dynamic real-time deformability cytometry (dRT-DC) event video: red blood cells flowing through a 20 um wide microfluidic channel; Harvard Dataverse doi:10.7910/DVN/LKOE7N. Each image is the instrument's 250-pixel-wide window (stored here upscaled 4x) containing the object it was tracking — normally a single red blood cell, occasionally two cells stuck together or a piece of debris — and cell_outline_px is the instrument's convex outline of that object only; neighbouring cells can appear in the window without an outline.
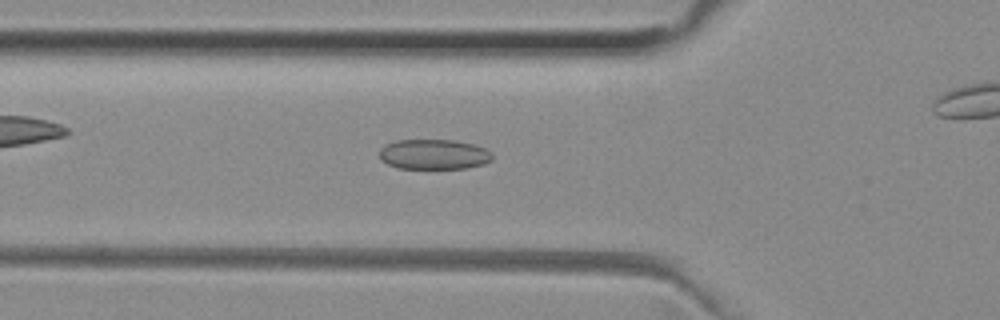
{"species": "common noctule bat (a hibernating species)", "species_latin": "Nyctalus noctula", "temperature_condition": "room temperature", "stored_images_in_passage": 41, "camera_frame_rate_fps": 3000, "um_per_image_px": 0.085, "animal": {"sex": "female", "body_mass_g": 29.2, "forearm_length_mm": 56.3}, "frame": {"image": 1, "passage_image": 17, "time_ms": 5.333, "image_size_px": [1000, 320], "cell_outline_px": [[492, 160], [484, 164], [468, 168], [400, 168], [388, 164], [380, 160], [380, 148], [384, 144], [396, 140], [456, 140], [476, 144], [492, 152]], "centroid_in_image_um": [36.89, 13.11], "position_along_channel_um": 88.9, "area_um2": 20.0}}
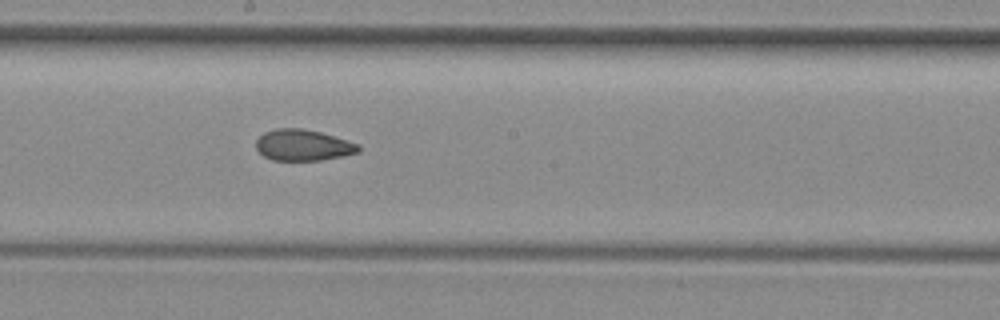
{"frame": {"image": 2, "passage_image": 27, "time_ms": 8.667, "image_size_px": [1000, 320], "cell_outline_px": [[360, 152], [344, 156], [320, 160], [272, 160], [264, 156], [256, 148], [256, 140], [264, 132], [276, 128], [300, 128], [320, 132], [348, 140], [360, 144]], "centroid_in_image_um": [25.78, 12.33], "position_along_channel_um": 222.4, "area_um2": 18.67}}
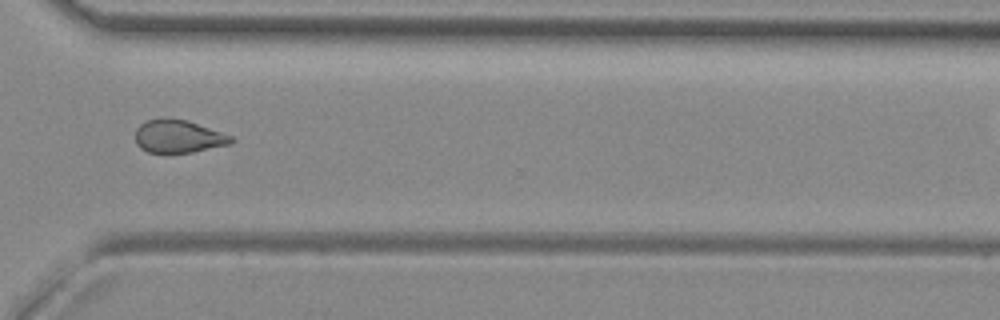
{"frame": {"image": 3, "passage_image": 37, "time_ms": 12.0, "image_size_px": [1000, 320], "cell_outline_px": [[236, 140], [232, 144], [192, 152], [148, 152], [140, 148], [136, 144], [136, 128], [140, 124], [148, 120], [164, 116], [168, 116], [188, 120], [232, 136]], "centroid_in_image_um": [15.17, 11.56], "position_along_channel_um": 355.4, "area_um2": 18.67}}